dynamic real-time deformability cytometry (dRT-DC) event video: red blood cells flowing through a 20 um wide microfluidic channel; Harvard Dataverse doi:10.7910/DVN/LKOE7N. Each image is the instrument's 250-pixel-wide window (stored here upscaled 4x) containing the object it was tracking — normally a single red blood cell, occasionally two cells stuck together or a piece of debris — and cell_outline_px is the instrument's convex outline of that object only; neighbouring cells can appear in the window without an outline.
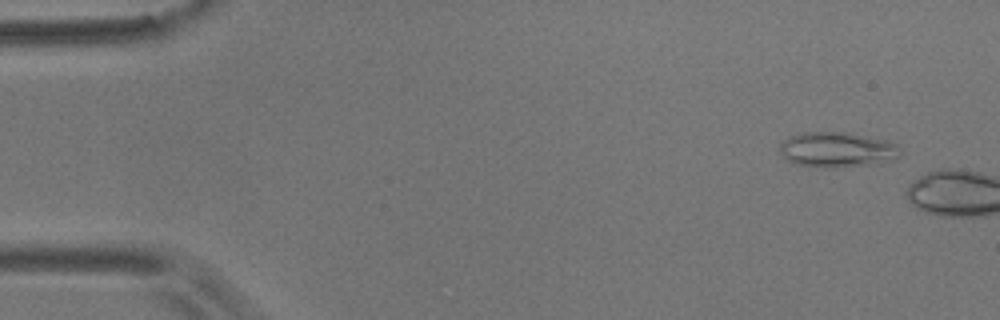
{"species": "common noctule bat (a hibernating species)", "species_latin": "Nyctalus noctula", "temperature_condition": "room temperature", "stored_images_in_passage": 4, "camera_frame_rate_fps": 3000, "um_per_image_px": 0.085, "animal": {"sex": "male", "body_mass_g": 17.9}, "frame": {"image": 1, "passage_image": 1, "time_ms": 0.0, "image_size_px": [1000, 320], "cell_outline_px": [[900, 156], [880, 164], [832, 168], [828, 168], [796, 164], [788, 160], [780, 152], [780, 144], [788, 136], [800, 132], [844, 132], [888, 140], [900, 144]], "centroid_in_image_um": [71.2, 12.72], "position_along_channel_um": 13.8, "area_um2": 25.09}}